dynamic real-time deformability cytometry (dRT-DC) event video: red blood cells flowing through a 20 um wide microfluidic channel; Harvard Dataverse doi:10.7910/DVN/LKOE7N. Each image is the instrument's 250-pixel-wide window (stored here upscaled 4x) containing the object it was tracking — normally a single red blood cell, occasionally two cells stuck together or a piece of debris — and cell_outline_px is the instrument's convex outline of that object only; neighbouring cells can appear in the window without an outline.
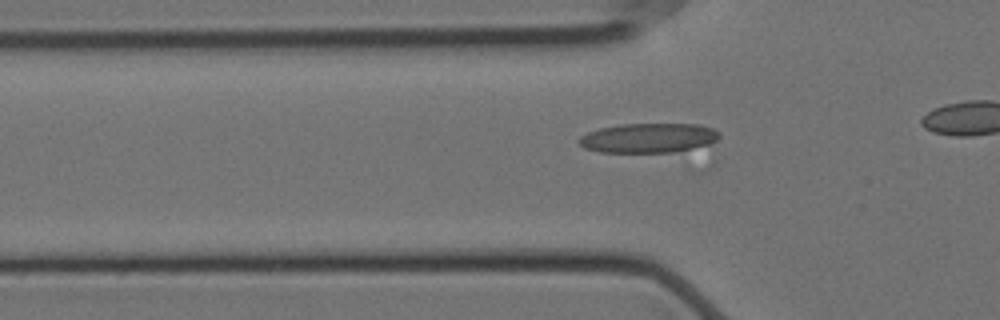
{"species": "Egyptian fruit bat (a non-hibernating species)", "species_latin": "Rousettus aegyptiacus", "temperature_condition": "cold", "stored_images_in_passage": 55, "camera_frame_rate_fps": 3000, "um_per_image_px": 0.085, "animal": {"sex": "female"}, "frame": {"image": 1, "passage_image": 11, "time_ms": 3.333, "image_size_px": [1000, 320], "cell_outline_px": [[720, 136], [712, 144], [676, 152], [600, 152], [584, 148], [576, 140], [580, 136], [588, 132], [600, 128], [620, 124], [700, 124], [712, 128], [720, 132]], "centroid_in_image_um": [55.13, 11.73], "position_along_channel_um": 70.7, "area_um2": 24.39}}
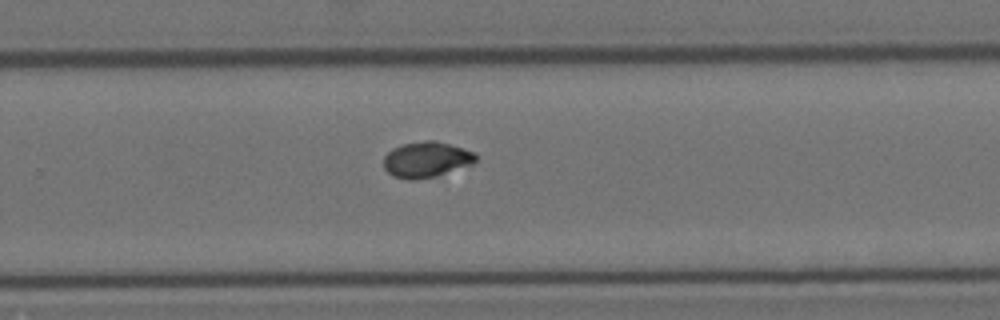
{"frame": {"image": 2, "passage_image": 34, "time_ms": 11.0, "image_size_px": [1000, 320], "cell_outline_px": [[476, 160], [472, 164], [436, 176], [416, 180], [408, 180], [392, 176], [384, 168], [384, 156], [392, 148], [400, 144], [424, 140], [436, 140], [464, 148], [476, 152]], "centroid_in_image_um": [36.23, 13.55], "position_along_channel_um": 293.6, "area_um2": 19.42}}
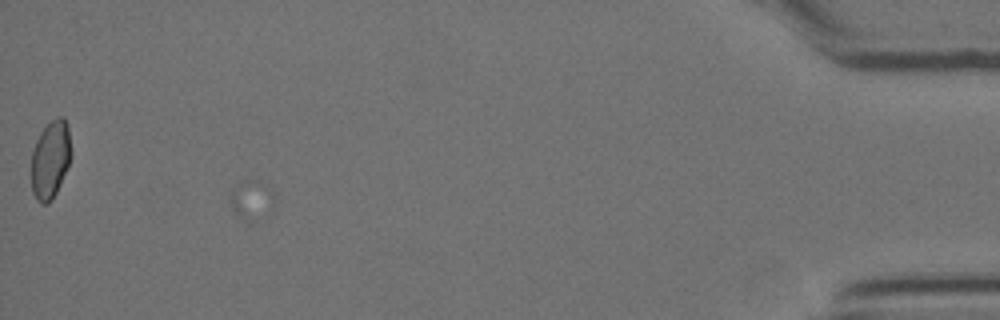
{"frame": {"image": 3, "passage_image": 54, "time_ms": 17.667, "image_size_px": [1000, 320], "cell_outline_px": [[72, 152], [68, 164], [60, 184], [52, 200], [48, 204], [40, 204], [36, 200], [32, 192], [32, 152], [36, 140], [40, 132], [56, 116], [64, 116], [68, 124]], "centroid_in_image_um": [4.29, 13.54], "position_along_channel_um": 430.9, "area_um2": 18.21}}